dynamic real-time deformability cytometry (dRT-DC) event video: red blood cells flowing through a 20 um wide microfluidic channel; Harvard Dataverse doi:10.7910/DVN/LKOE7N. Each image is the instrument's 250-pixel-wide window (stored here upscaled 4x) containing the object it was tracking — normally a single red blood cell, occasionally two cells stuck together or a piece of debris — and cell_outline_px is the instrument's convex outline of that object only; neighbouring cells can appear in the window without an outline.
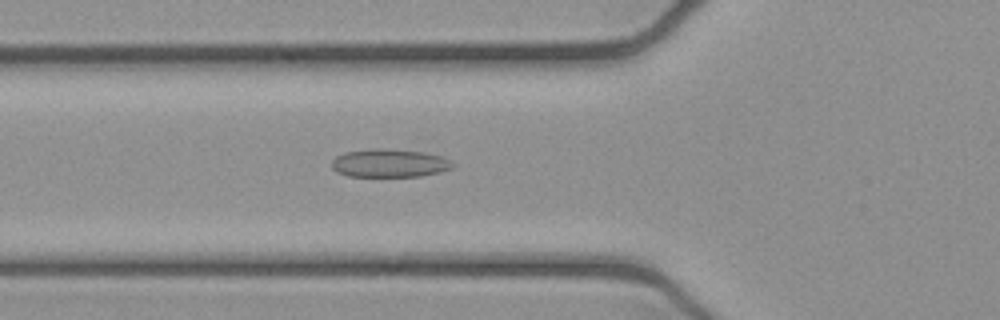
{"species": "common noctule bat (a hibernating species)", "species_latin": "Nyctalus noctula", "temperature_condition": "cold", "stored_images_in_passage": 51, "camera_frame_rate_fps": 3000, "um_per_image_px": 0.085, "animal": {"sex": "female", "body_mass_g": 21.9}, "frame": {"image": 1, "passage_image": 18, "time_ms": 5.667, "image_size_px": [1000, 320], "cell_outline_px": [[456, 164], [452, 168], [440, 172], [420, 176], [348, 176], [336, 172], [332, 168], [332, 160], [336, 156], [344, 152], [376, 148], [380, 148], [424, 152], [440, 156]], "centroid_in_image_um": [33.08, 13.87], "position_along_channel_um": 92.7, "area_um2": 19.83}}
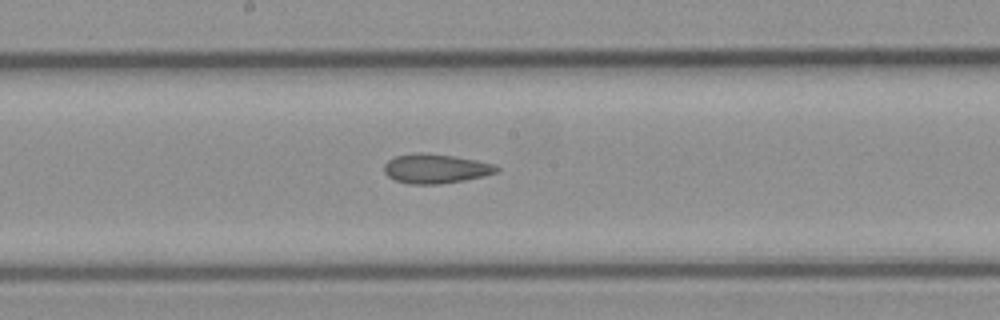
{"frame": {"image": 2, "passage_image": 27, "time_ms": 8.667, "image_size_px": [1000, 320], "cell_outline_px": [[500, 168], [496, 172], [484, 176], [464, 180], [440, 184], [408, 184], [396, 180], [388, 176], [384, 172], [384, 164], [388, 160], [396, 156], [416, 152], [420, 152], [456, 156], [496, 164]], "centroid_in_image_um": [37.03, 14.33], "position_along_channel_um": 211.2, "area_um2": 19.36}}
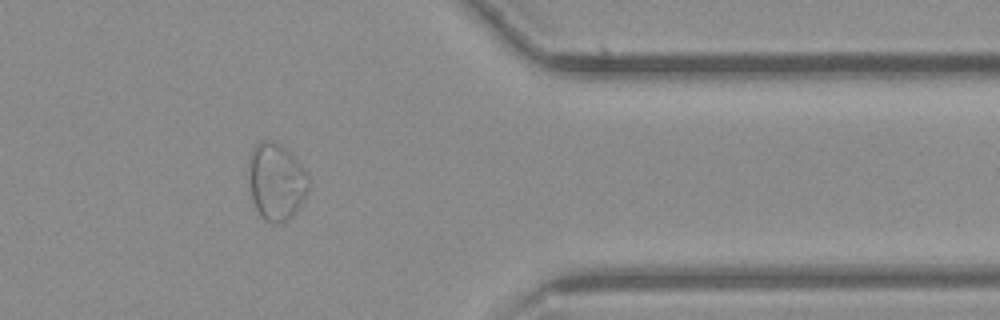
{"frame": {"image": 3, "passage_image": 42, "time_ms": 13.667, "image_size_px": [1000, 320], "cell_outline_px": [[308, 188], [300, 204], [292, 216], [276, 224], [272, 224], [264, 220], [260, 216], [252, 200], [248, 172], [248, 160], [252, 148], [260, 140], [272, 140], [280, 144], [308, 172]], "centroid_in_image_um": [23.44, 15.42], "position_along_channel_um": 388.0, "area_um2": 26.82}, "authors_computed_cell_mechanics": {"area_um2": 22.6576, "velocity_mm_per_s": 3.9117, "shape_relaxation_time_tau1_ms": null, "shape_relaxation_time_tau2_ms": 1.8664, "deformation_change_tau1": null, "deformation_change_tau2": 0.0688}}